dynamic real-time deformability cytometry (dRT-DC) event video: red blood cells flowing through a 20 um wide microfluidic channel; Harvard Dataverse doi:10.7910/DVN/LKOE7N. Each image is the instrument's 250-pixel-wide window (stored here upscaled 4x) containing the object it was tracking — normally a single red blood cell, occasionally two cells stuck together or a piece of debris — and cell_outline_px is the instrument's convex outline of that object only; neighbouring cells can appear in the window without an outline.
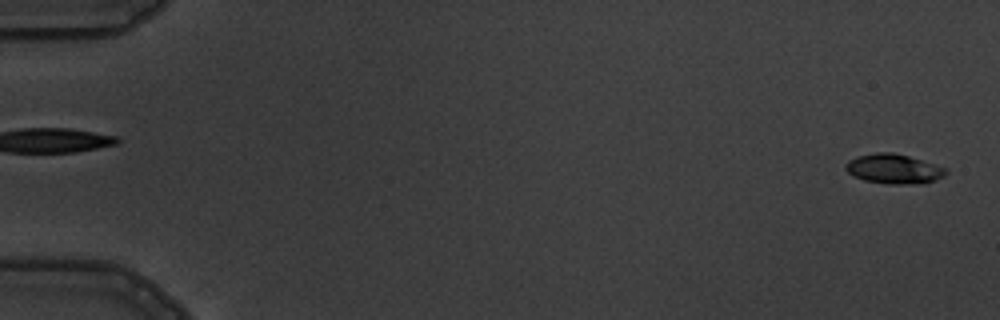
{"species": "common noctule bat (a hibernating species)", "species_latin": "Nyctalus noctula", "temperature_condition": "warm", "stored_images_in_passage": 4, "segment_of_instrument_passage": [2, 2], "camera_frame_rate_fps": 3000, "um_per_image_px": 0.085, "animal": {"sex": "male", "body_mass_g": 19.5, "forearm_length_mm": 54.6}, "frame": {"image": 1, "passage_image": 4, "time_ms": 4.333, "image_size_px": [1000, 320], "cell_outline_px": [[948, 172], [944, 176], [936, 180], [924, 184], [888, 184], [864, 180], [852, 176], [844, 168], [844, 164], [848, 160], [856, 156], [876, 152], [892, 152], [908, 156], [948, 168]], "centroid_in_image_um": [75.97, 14.36], "position_along_channel_um": 9.0, "area_um2": 17.63}}